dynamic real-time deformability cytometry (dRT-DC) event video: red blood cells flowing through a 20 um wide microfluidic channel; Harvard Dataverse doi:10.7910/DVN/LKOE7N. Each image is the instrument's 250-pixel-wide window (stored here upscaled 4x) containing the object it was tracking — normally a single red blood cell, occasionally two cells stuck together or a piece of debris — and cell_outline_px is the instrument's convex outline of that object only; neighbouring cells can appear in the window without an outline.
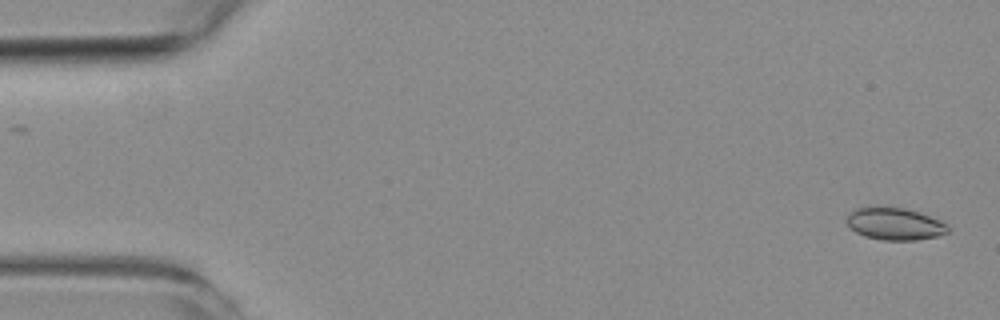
{"species": "common noctule bat (a hibernating species)", "species_latin": "Nyctalus noctula", "temperature_condition": "room temperature", "stored_images_in_passage": 5, "camera_frame_rate_fps": 3000, "um_per_image_px": 0.085, "animal": {"sex": "female", "body_mass_g": 19.3, "forearm_length_mm": 54.1}, "frame": {"image": 1, "passage_image": 1, "time_ms": 0.0, "image_size_px": [1000, 320], "cell_outline_px": [[948, 232], [936, 236], [916, 240], [880, 240], [864, 236], [856, 232], [844, 220], [856, 208], [880, 204], [904, 208], [920, 212], [940, 220], [948, 224]], "centroid_in_image_um": [76.03, 18.99], "position_along_channel_um": 9.0, "area_um2": 19.42}}
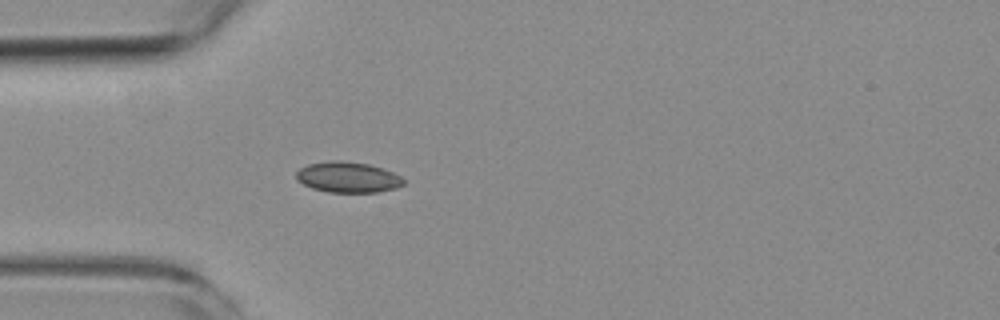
{"frame": {"image": 2, "passage_image": 5, "time_ms": 4.667, "image_size_px": [1000, 320], "cell_outline_px": [[404, 184], [396, 188], [380, 192], [328, 192], [312, 188], [296, 180], [296, 172], [300, 168], [308, 164], [332, 160], [340, 160], [368, 164], [392, 172], [400, 176], [404, 180]], "centroid_in_image_um": [29.55, 15.07], "position_along_channel_um": 55.4, "area_um2": 19.13}}